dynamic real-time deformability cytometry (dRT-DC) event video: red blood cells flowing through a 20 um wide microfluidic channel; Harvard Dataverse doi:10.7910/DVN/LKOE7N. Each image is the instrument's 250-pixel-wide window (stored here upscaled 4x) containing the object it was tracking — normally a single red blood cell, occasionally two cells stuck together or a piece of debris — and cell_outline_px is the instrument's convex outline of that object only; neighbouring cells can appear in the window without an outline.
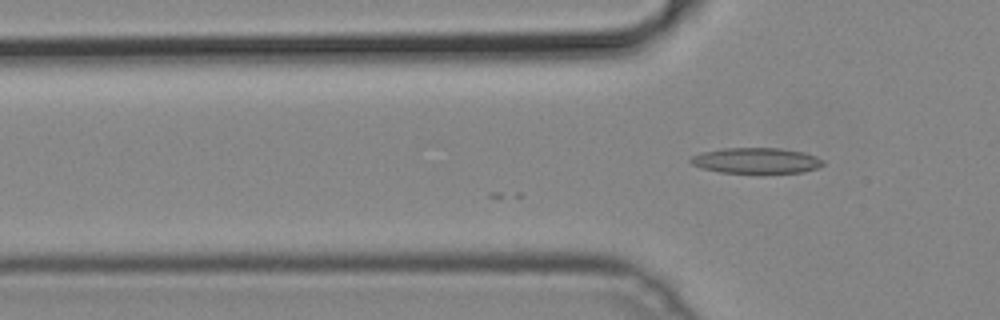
{"species": "common noctule bat (a hibernating species)", "species_latin": "Nyctalus noctula", "temperature_condition": "cold", "stored_images_in_passage": 3, "camera_frame_rate_fps": 3000, "um_per_image_px": 0.085, "animal": {"sex": "male", "body_mass_g": 19.2, "forearm_length_mm": 51.8}, "frame": {"image": 1, "passage_image": 3, "time_ms": 0.667, "image_size_px": [1000, 320], "cell_outline_px": [[824, 164], [816, 168], [804, 172], [760, 176], [720, 172], [704, 168], [692, 164], [688, 160], [692, 156], [700, 152], [724, 148], [780, 148], [804, 152], [816, 156], [824, 160]], "centroid_in_image_um": [64.31, 13.7], "position_along_channel_um": 61.5, "area_um2": 20.81}}